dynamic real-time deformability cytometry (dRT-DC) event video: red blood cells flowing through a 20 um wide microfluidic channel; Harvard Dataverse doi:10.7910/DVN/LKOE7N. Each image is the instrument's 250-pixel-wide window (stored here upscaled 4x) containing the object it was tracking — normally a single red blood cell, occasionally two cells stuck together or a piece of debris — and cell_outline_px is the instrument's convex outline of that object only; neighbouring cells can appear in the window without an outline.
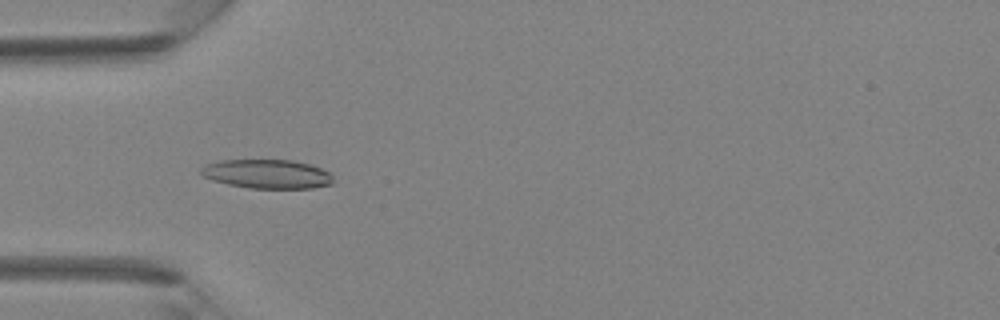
{"species": "Egyptian fruit bat (a non-hibernating species)", "species_latin": "Rousettus aegyptiacus", "temperature_condition": "room temperature", "stored_images_in_passage": 8, "camera_frame_rate_fps": 3000, "um_per_image_px": 0.085, "animal": {"sex": "female"}, "frame": {"image": 1, "passage_image": 3, "time_ms": 0.667, "image_size_px": [1000, 320], "cell_outline_px": [[332, 184], [312, 188], [248, 188], [228, 184], [212, 180], [204, 176], [200, 172], [200, 168], [216, 160], [292, 160], [308, 164], [320, 168], [328, 172], [332, 176]], "centroid_in_image_um": [22.68, 14.79], "position_along_channel_um": 62.3, "area_um2": 22.25}}
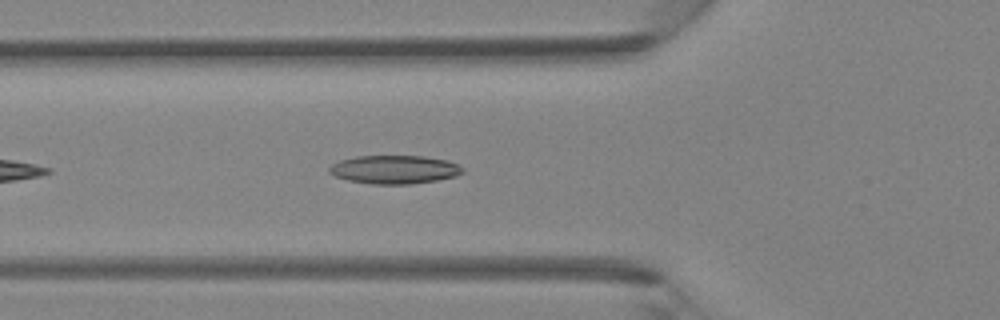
{"frame": {"image": 2, "passage_image": 5, "time_ms": 1.333, "image_size_px": [1000, 320], "cell_outline_px": [[464, 172], [456, 176], [436, 180], [412, 184], [372, 184], [348, 180], [336, 176], [328, 172], [328, 168], [332, 164], [340, 160], [356, 156], [424, 156], [448, 160], [464, 168]], "centroid_in_image_um": [33.53, 14.41], "position_along_channel_um": 92.3, "area_um2": 22.14}}